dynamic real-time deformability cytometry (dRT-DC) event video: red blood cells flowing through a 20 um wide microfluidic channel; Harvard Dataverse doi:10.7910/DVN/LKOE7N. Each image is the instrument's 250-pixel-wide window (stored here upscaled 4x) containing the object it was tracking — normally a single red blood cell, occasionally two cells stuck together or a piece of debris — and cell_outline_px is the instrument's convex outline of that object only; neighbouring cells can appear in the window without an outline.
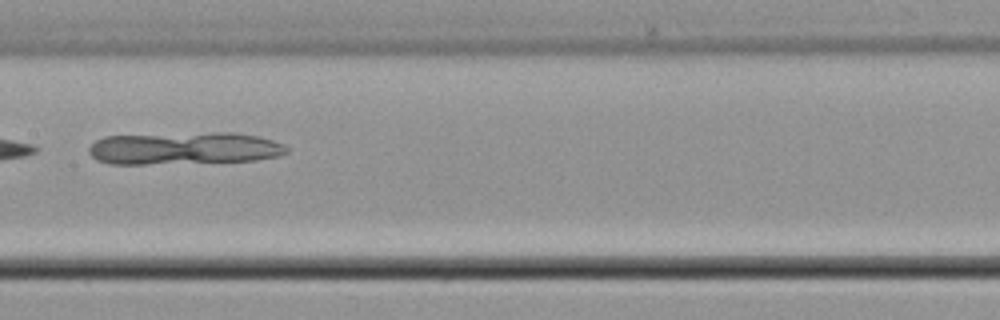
{"species": "common noctule bat (a hibernating species)", "species_latin": "Nyctalus noctula", "temperature_condition": "cold", "stored_images_in_passage": 10, "camera_frame_rate_fps": 3000, "um_per_image_px": 0.085, "animal": {"sex": "male", "body_mass_g": 21.5, "forearm_length_mm": 52.0}, "frame": {"image": 1, "passage_image": 7, "time_ms": 8.333, "image_size_px": [1000, 320], "cell_outline_px": [[288, 152], [276, 156], [256, 160], [144, 164], [112, 164], [96, 160], [88, 152], [88, 148], [96, 140], [104, 136], [212, 132], [236, 132], [260, 136], [284, 144], [288, 148]], "centroid_in_image_um": [15.65, 12.59], "position_along_channel_um": 191.7, "area_um2": 37.45}}